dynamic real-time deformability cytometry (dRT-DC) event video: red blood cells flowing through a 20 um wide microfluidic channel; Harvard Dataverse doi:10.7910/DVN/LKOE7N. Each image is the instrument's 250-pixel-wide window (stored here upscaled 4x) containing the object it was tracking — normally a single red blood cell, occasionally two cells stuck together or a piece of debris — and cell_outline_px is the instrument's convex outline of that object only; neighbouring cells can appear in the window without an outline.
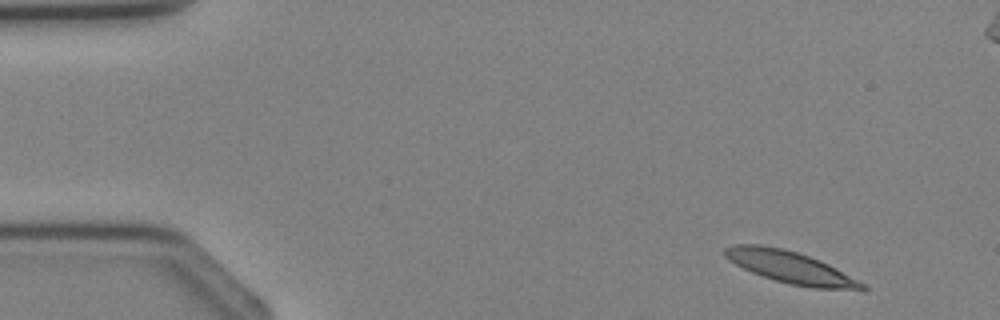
{"species": "Egyptian fruit bat (a non-hibernating species)", "species_latin": "Rousettus aegyptiacus", "temperature_condition": "cold", "stored_images_in_passage": 3, "camera_frame_rate_fps": 3000, "um_per_image_px": 0.085, "animal": {"sex": "female"}, "frame": {"image": 1, "passage_image": 1, "time_ms": 0.0, "image_size_px": [1000, 320], "cell_outline_px": [[868, 288], [812, 288], [792, 284], [776, 280], [752, 272], [736, 264], [724, 256], [724, 248], [736, 244], [760, 244], [780, 248], [796, 252], [820, 260], [868, 284]], "centroid_in_image_um": [67.17, 22.7], "position_along_channel_um": 17.8, "area_um2": 25.03}}